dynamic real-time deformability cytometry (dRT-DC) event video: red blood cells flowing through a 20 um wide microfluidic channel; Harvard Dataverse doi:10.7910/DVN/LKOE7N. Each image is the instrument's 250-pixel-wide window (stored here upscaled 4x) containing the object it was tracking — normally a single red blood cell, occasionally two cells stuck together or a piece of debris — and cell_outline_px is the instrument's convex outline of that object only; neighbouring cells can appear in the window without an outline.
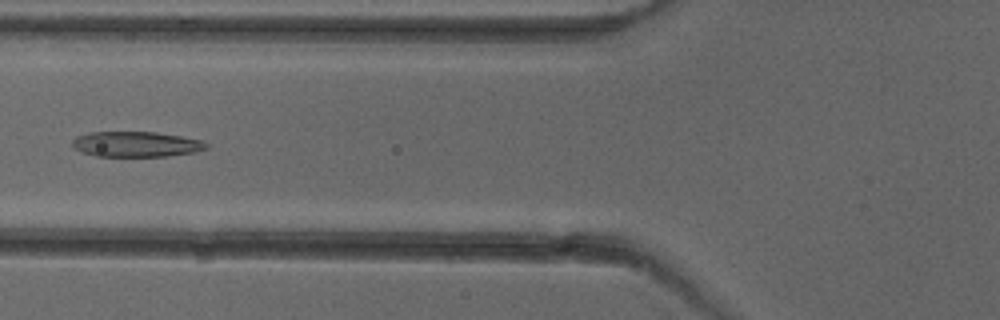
{"species": "common noctule bat (a hibernating species)", "species_latin": "Nyctalus noctula", "temperature_condition": "cold", "stored_images_in_passage": 8, "camera_frame_rate_fps": 3000, "um_per_image_px": 0.085, "animal": {"sex": "female"}, "frame": {"image": 1, "passage_image": 6, "time_ms": 6.0, "image_size_px": [1000, 320], "cell_outline_px": [[208, 148], [196, 152], [168, 156], [96, 156], [80, 152], [72, 148], [72, 140], [76, 136], [92, 132], [156, 132], [180, 136], [200, 140], [208, 144]], "centroid_in_image_um": [11.54, 12.26], "position_along_channel_um": 114.3, "area_um2": 19.88}}
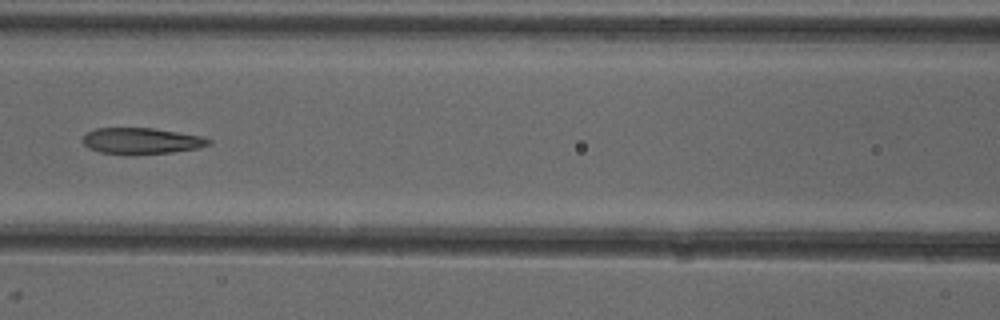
{"frame": {"image": 2, "passage_image": 7, "time_ms": 7.0, "image_size_px": [1000, 320], "cell_outline_px": [[212, 144], [200, 148], [172, 152], [132, 156], [100, 152], [88, 148], [80, 140], [88, 132], [96, 128], [152, 128], [200, 136], [212, 140]], "centroid_in_image_um": [12.01, 12.0], "position_along_channel_um": 154.6, "area_um2": 19.54}}
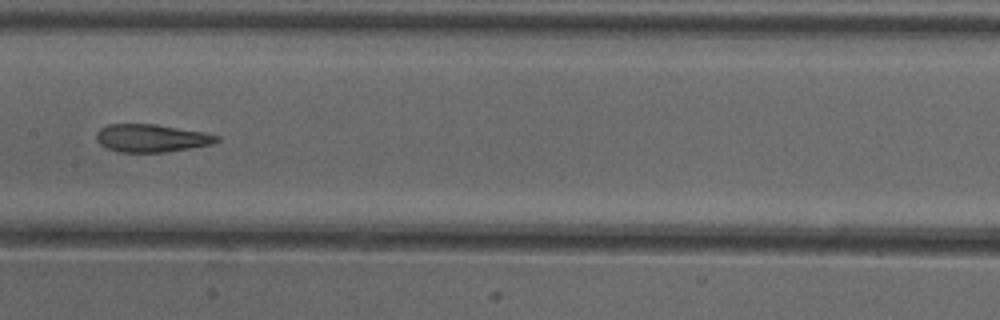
{"frame": {"image": 3, "passage_image": 8, "time_ms": 8.0, "image_size_px": [1000, 320], "cell_outline_px": [[220, 140], [212, 144], [164, 152], [120, 152], [108, 148], [100, 144], [96, 140], [96, 132], [100, 128], [108, 124], [156, 124], [204, 132], [220, 136]], "centroid_in_image_um": [12.86, 11.73], "position_along_channel_um": 194.5, "area_um2": 19.48}}